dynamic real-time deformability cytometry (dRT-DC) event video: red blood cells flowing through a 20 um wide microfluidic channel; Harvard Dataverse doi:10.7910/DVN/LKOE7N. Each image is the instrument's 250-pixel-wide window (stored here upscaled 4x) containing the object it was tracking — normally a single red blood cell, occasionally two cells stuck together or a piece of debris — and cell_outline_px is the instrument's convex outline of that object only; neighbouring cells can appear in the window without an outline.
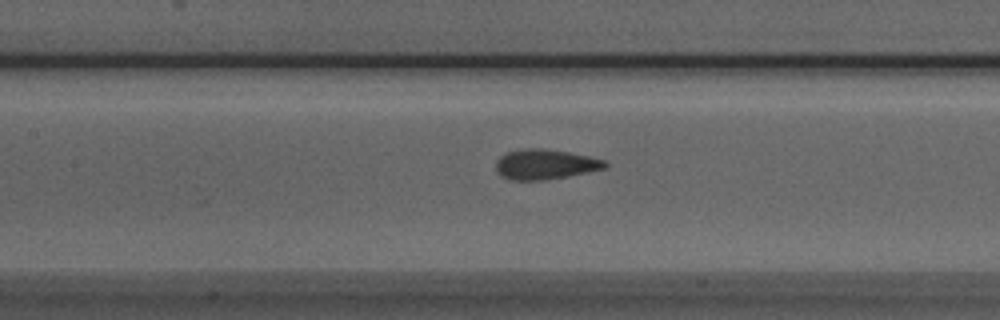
{"species": "Egyptian fruit bat (a non-hibernating species)", "species_latin": "Rousettus aegyptiacus", "temperature_condition": "room temperature", "stored_images_in_passage": 27, "camera_frame_rate_fps": 3000, "um_per_image_px": 0.085, "animal": {"sex": "male"}, "frame": {"image": 1, "passage_image": 13, "time_ms": 4.0, "image_size_px": [1000, 320], "cell_outline_px": [[608, 164], [604, 168], [568, 176], [544, 180], [512, 180], [500, 176], [496, 168], [496, 160], [500, 156], [508, 152], [528, 148], [544, 148], [568, 152], [588, 156], [604, 160]], "centroid_in_image_um": [46.3, 13.97], "position_along_channel_um": 161.1, "area_um2": 18.96}}
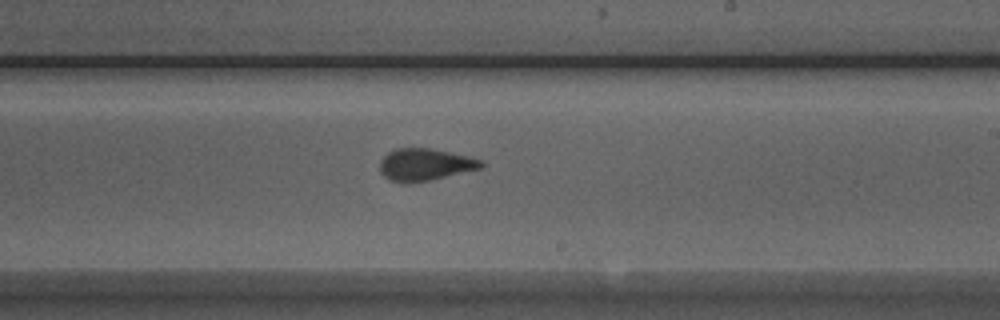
{"frame": {"image": 2, "passage_image": 20, "time_ms": 6.333, "image_size_px": [1000, 320], "cell_outline_px": [[484, 164], [480, 168], [428, 180], [392, 180], [384, 176], [380, 172], [380, 160], [388, 152], [396, 148], [432, 148], [468, 156], [484, 160]], "centroid_in_image_um": [36.14, 13.94], "position_along_channel_um": 252.9, "area_um2": 18.32}}
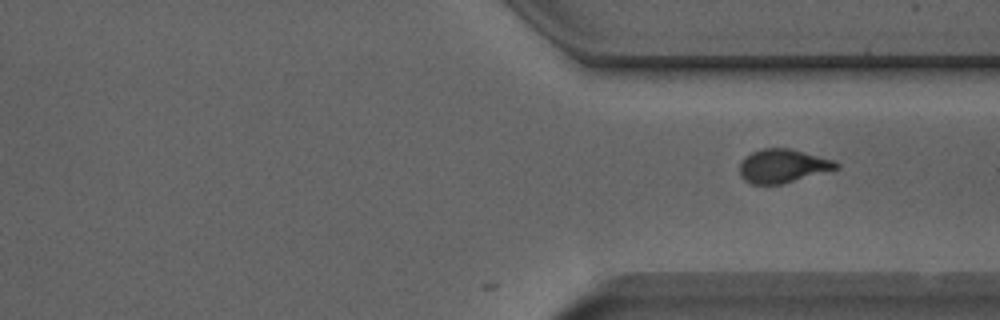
{"frame": {"image": 3, "passage_image": 27, "time_ms": 8.667, "image_size_px": [1000, 320], "cell_outline_px": [[840, 168], [780, 184], [752, 184], [744, 180], [740, 176], [740, 164], [744, 156], [752, 152], [764, 148], [792, 148], [836, 160], [840, 164]], "centroid_in_image_um": [66.56, 14.09], "position_along_channel_um": 344.8, "area_um2": 19.07}}